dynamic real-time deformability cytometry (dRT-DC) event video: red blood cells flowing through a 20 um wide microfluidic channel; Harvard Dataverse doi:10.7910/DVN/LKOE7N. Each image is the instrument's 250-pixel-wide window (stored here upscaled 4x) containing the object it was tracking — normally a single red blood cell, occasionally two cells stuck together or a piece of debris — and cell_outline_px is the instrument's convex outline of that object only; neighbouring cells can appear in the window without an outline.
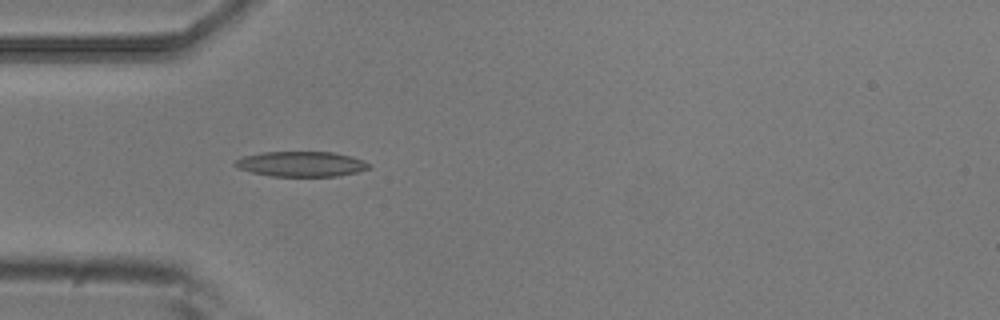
{"species": "common noctule bat (a hibernating species)", "species_latin": "Nyctalus noctula", "temperature_condition": "room temperature", "stored_images_in_passage": 4, "camera_frame_rate_fps": 3000, "um_per_image_px": 0.085, "animal": {"sex": "male", "body_mass_g": 20.5, "forearm_length_mm": 52.5}, "frame": {"image": 1, "passage_image": 4, "time_ms": 1.0, "image_size_px": [1000, 320], "cell_outline_px": [[372, 168], [356, 172], [336, 176], [272, 176], [252, 172], [240, 168], [232, 164], [236, 160], [244, 156], [264, 152], [332, 152], [352, 156], [364, 160], [372, 164]], "centroid_in_image_um": [25.67, 13.94], "position_along_channel_um": 59.3, "area_um2": 19.59}}